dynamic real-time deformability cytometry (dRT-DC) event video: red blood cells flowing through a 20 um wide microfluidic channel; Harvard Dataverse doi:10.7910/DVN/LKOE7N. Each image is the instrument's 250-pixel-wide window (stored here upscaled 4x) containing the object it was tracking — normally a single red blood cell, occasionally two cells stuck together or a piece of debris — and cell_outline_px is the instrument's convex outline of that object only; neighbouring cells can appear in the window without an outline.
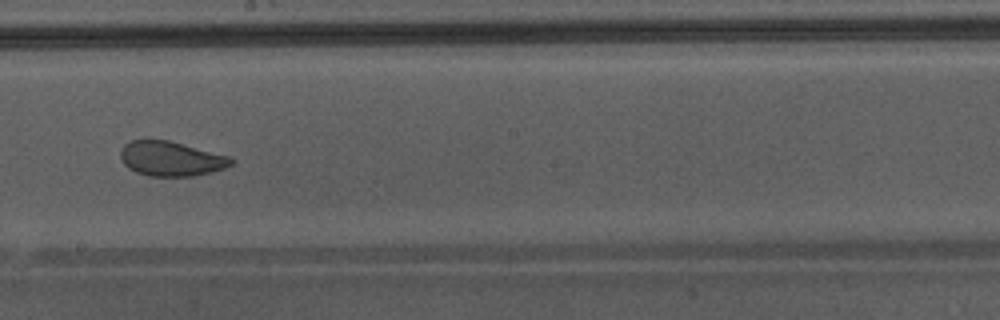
{"species": "Egyptian fruit bat (a non-hibernating species)", "species_latin": "Rousettus aegyptiacus", "temperature_condition": "warm", "stored_images_in_passage": 47, "camera_frame_rate_fps": 3000, "um_per_image_px": 0.085, "animal": {"sex": "male"}, "frame": {"image": 1, "passage_image": 27, "time_ms": 8.667, "image_size_px": [1000, 320], "cell_outline_px": [[232, 164], [224, 168], [212, 172], [192, 176], [148, 176], [136, 172], [128, 168], [124, 164], [120, 156], [120, 148], [124, 144], [132, 140], [168, 140], [228, 156], [232, 160]], "centroid_in_image_um": [14.49, 13.49], "position_along_channel_um": 233.7, "area_um2": 22.2}, "authors_computed_cell_mechanics": {"area_um2": 27.3394, "velocity_mm_per_s": 4.3224, "shape_relaxation_time_tau1_ms": 5.0116, "shape_relaxation_time_tau2_ms": 1.0584, "deformation_change_tau1": 0.1336, "deformation_change_tau2": 0.064}}